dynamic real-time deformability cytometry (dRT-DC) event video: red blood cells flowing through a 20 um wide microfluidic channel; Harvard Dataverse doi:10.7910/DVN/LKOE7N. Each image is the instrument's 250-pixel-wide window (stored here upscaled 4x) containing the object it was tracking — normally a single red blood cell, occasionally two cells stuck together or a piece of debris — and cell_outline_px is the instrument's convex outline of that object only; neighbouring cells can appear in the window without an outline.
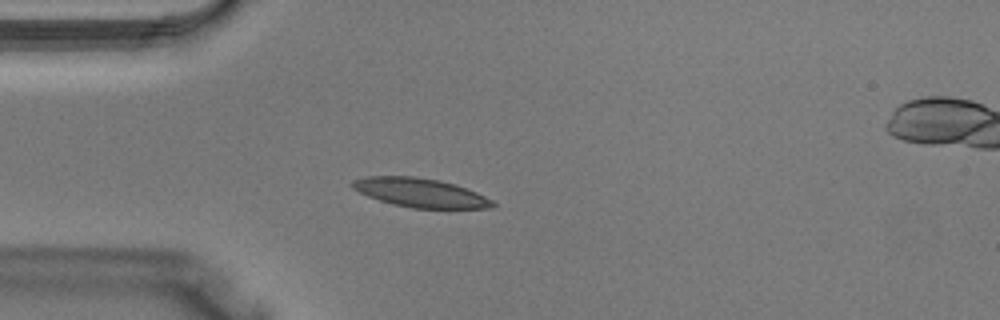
{"species": "Egyptian fruit bat (a non-hibernating species)", "species_latin": "Rousettus aegyptiacus", "temperature_condition": "warm", "stored_images_in_passage": 31, "camera_frame_rate_fps": 3000, "um_per_image_px": 0.085, "animal": {"sex": "male"}, "frame": {"image": 1, "passage_image": 1, "time_ms": 0.0, "image_size_px": [1000, 320], "cell_outline_px": [[496, 204], [492, 208], [412, 208], [392, 204], [368, 196], [352, 188], [348, 184], [352, 180], [364, 176], [412, 176], [440, 180], [456, 184], [476, 192], [492, 200]], "centroid_in_image_um": [35.69, 16.37], "position_along_channel_um": 49.3, "area_um2": 23.76}}
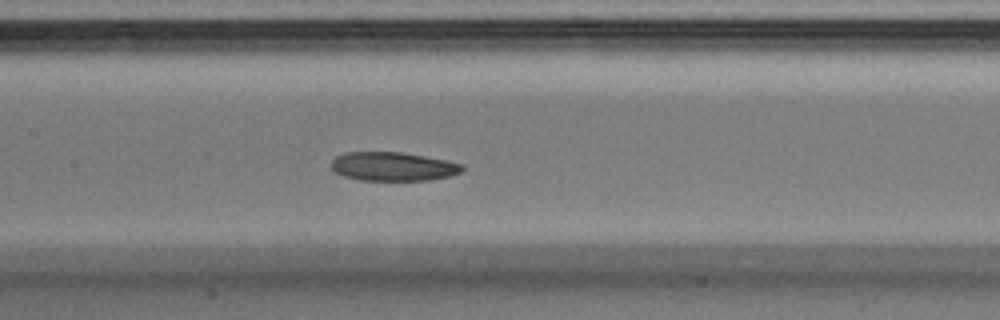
{"frame": {"image": 2, "passage_image": 9, "time_ms": 2.667, "image_size_px": [1000, 320], "cell_outline_px": [[464, 168], [460, 172], [448, 176], [428, 180], [356, 180], [344, 176], [336, 172], [332, 168], [332, 160], [336, 156], [344, 152], [400, 152], [448, 160], [464, 164]], "centroid_in_image_um": [33.4, 14.14], "position_along_channel_um": 174.0, "area_um2": 21.96}}
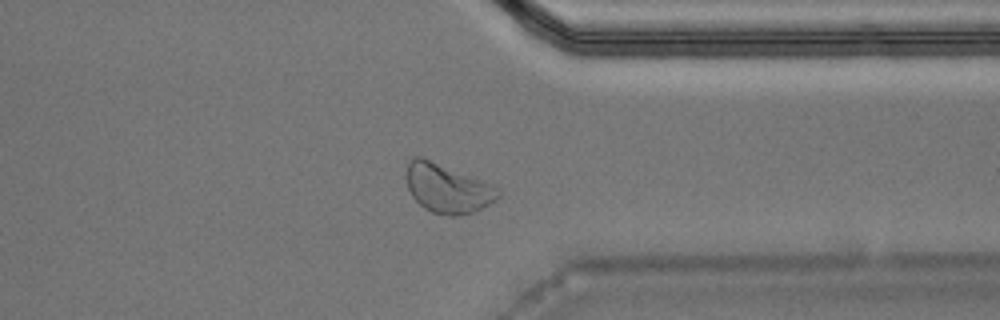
{"frame": {"image": 3, "passage_image": 21, "time_ms": 6.667, "image_size_px": [1000, 320], "cell_outline_px": [[500, 196], [496, 200], [472, 212], [460, 216], [448, 216], [432, 212], [424, 208], [412, 196], [408, 188], [404, 176], [408, 160], [416, 156], [420, 156], [488, 184], [496, 188], [500, 192]], "centroid_in_image_um": [37.95, 16.03], "position_along_channel_um": 373.5, "area_um2": 25.66}}